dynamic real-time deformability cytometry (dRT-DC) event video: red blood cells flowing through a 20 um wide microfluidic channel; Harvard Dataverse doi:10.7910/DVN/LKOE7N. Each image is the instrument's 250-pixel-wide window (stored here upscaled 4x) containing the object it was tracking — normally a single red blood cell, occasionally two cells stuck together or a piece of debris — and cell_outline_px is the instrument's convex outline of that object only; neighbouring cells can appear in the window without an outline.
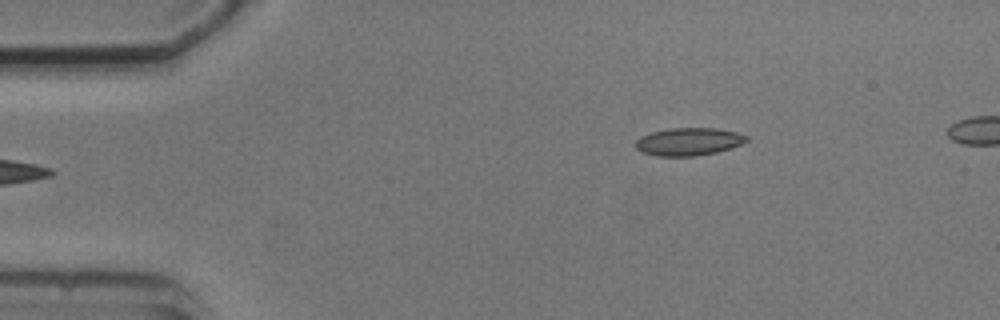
{"species": "common noctule bat (a hibernating species)", "species_latin": "Nyctalus noctula", "temperature_condition": "cold", "stored_images_in_passage": 4, "camera_frame_rate_fps": 3000, "um_per_image_px": 0.085, "animal": {"sex": "male", "body_mass_g": 20.5, "forearm_length_mm": 52.5}, "frame": {"image": 1, "passage_image": 4, "time_ms": 4.333, "image_size_px": [1000, 320], "cell_outline_px": [[748, 140], [732, 148], [716, 152], [696, 156], [656, 156], [640, 152], [636, 148], [636, 140], [640, 136], [652, 132], [668, 128], [716, 128], [736, 132], [748, 136]], "centroid_in_image_um": [58.52, 12.04], "position_along_channel_um": 26.5, "area_um2": 18.03}}